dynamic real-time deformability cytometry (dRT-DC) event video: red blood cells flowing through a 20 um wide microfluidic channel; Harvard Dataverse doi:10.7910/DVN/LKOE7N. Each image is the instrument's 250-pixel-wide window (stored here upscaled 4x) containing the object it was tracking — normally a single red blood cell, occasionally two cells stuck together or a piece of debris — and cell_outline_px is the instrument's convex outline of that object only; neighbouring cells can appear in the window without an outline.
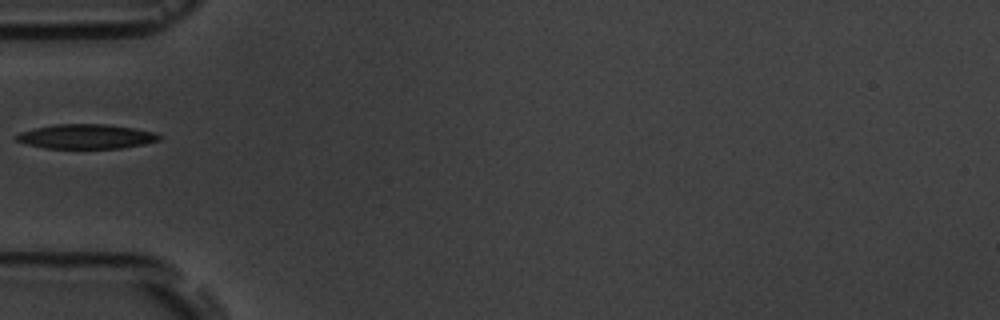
{"species": "common noctule bat (a hibernating species)", "species_latin": "Nyctalus noctula", "temperature_condition": "room temperature", "stored_images_in_passage": 7, "camera_frame_rate_fps": 3000, "um_per_image_px": 0.085, "animal": {"sex": "male", "body_mass_g": 19.5, "forearm_length_mm": 54.6}, "frame": {"image": 1, "passage_image": 5, "time_ms": 4.667, "image_size_px": [1000, 320], "cell_outline_px": [[160, 140], [144, 144], [124, 148], [44, 148], [28, 144], [16, 140], [12, 136], [20, 132], [36, 128], [56, 124], [104, 124], [132, 128], [156, 132], [160, 136]], "centroid_in_image_um": [7.32, 11.6], "position_along_channel_um": 77.7, "area_um2": 20.35}}
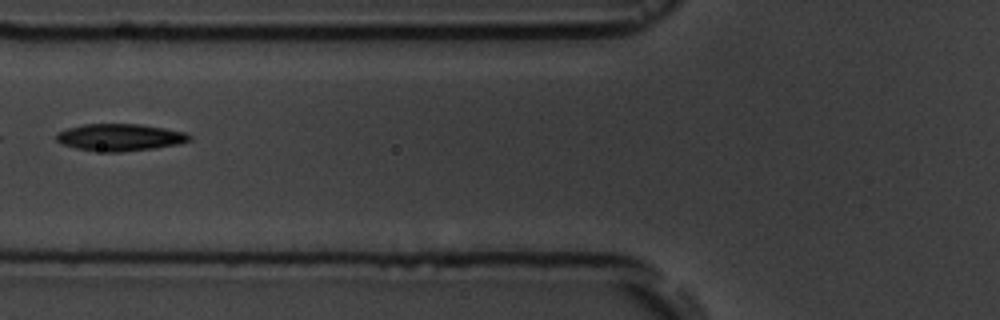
{"frame": {"image": 2, "passage_image": 6, "time_ms": 5.667, "image_size_px": [1000, 320], "cell_outline_px": [[192, 140], [180, 144], [124, 152], [104, 152], [76, 148], [64, 144], [56, 140], [56, 132], [68, 128], [84, 124], [140, 124], [164, 128], [184, 132], [192, 136]], "centroid_in_image_um": [10.21, 11.67], "position_along_channel_um": 115.6, "area_um2": 20.98}}
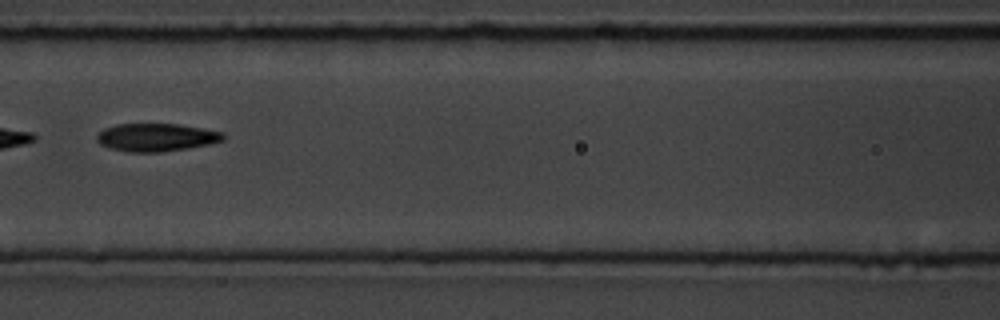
{"frame": {"image": 3, "passage_image": 7, "time_ms": 6.667, "image_size_px": [1000, 320], "cell_outline_px": [[224, 140], [208, 144], [188, 148], [160, 152], [128, 152], [112, 148], [100, 144], [96, 140], [96, 136], [104, 128], [116, 124], [176, 124], [224, 132]], "centroid_in_image_um": [13.27, 11.67], "position_along_channel_um": 153.3, "area_um2": 20.4}}